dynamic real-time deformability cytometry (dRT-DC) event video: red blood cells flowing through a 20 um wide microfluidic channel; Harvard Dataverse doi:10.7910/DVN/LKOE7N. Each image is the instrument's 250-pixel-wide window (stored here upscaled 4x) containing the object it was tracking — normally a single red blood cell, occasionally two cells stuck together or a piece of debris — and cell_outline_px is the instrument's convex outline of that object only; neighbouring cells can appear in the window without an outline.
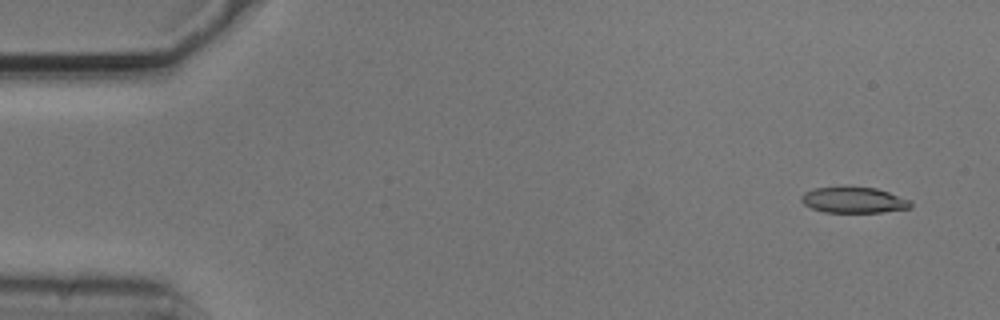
{"species": "common noctule bat (a hibernating species)", "species_latin": "Nyctalus noctula", "temperature_condition": "cold", "stored_images_in_passage": 20, "camera_frame_rate_fps": 3000, "um_per_image_px": 0.085, "animal": {"sex": "male", "body_mass_g": 20.5, "forearm_length_mm": 52.5}, "frame": {"image": 1, "passage_image": 4, "time_ms": 1.0, "image_size_px": [1000, 320], "cell_outline_px": [[912, 208], [880, 212], [824, 212], [812, 208], [804, 204], [800, 200], [800, 196], [804, 192], [812, 188], [876, 188], [912, 200]], "centroid_in_image_um": [72.58, 17.02], "position_along_channel_um": 12.4, "area_um2": 16.3}}
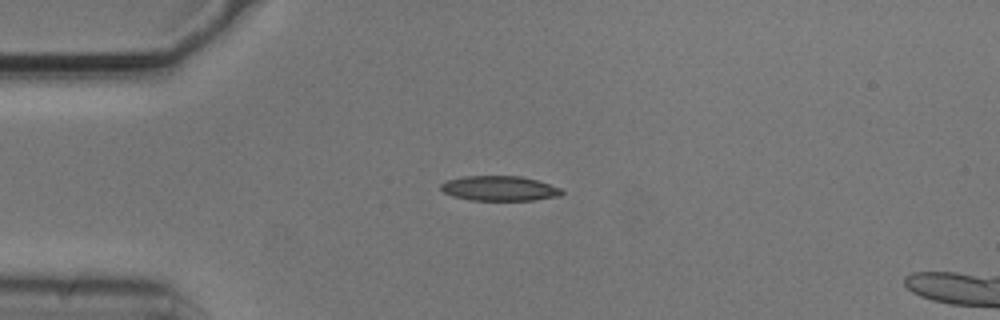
{"frame": {"image": 2, "passage_image": 14, "time_ms": 4.333, "image_size_px": [1000, 320], "cell_outline_px": [[564, 192], [560, 196], [532, 200], [472, 200], [452, 196], [444, 192], [440, 188], [440, 184], [448, 180], [464, 176], [520, 176], [536, 180], [560, 188]], "centroid_in_image_um": [42.44, 16.01], "position_along_channel_um": 42.6, "area_um2": 17.4}}
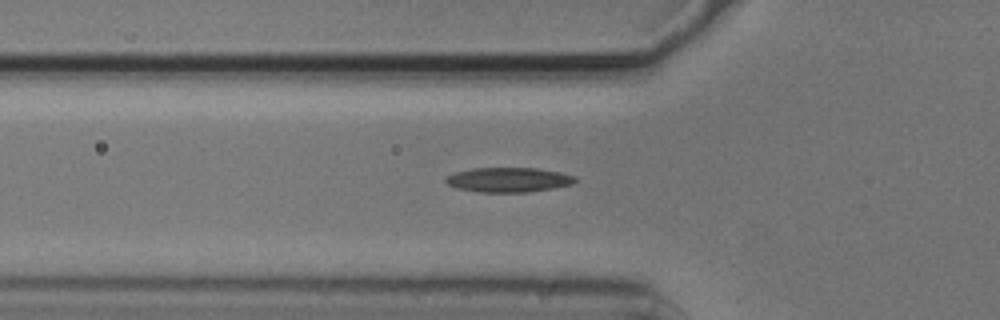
{"frame": {"image": 3, "passage_image": 19, "time_ms": 6.0, "image_size_px": [1000, 320], "cell_outline_px": [[576, 180], [572, 184], [552, 188], [528, 192], [480, 192], [456, 188], [448, 184], [444, 180], [448, 176], [456, 172], [472, 168], [540, 168], [560, 172], [576, 176]], "centroid_in_image_um": [43.24, 15.28], "position_along_channel_um": 82.6, "area_um2": 18.55}}